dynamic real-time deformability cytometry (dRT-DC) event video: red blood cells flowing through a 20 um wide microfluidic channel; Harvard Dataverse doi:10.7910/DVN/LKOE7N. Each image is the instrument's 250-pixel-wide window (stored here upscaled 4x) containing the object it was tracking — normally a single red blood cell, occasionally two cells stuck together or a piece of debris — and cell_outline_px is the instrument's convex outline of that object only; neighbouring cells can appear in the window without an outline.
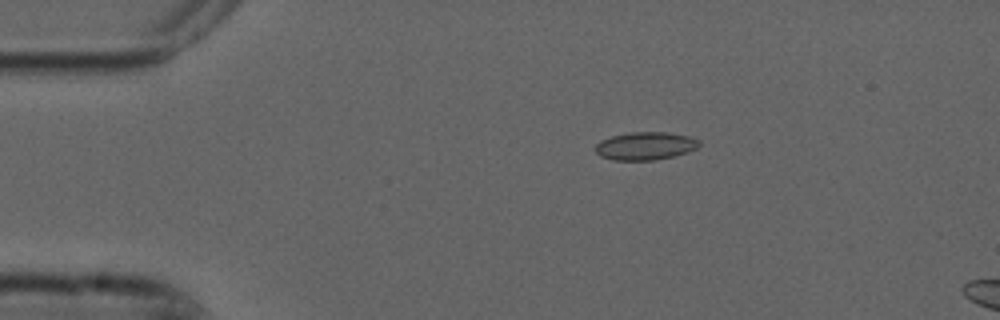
{"species": "common noctule bat (a hibernating species)", "species_latin": "Nyctalus noctula", "temperature_condition": "cold", "stored_images_in_passage": 5, "camera_frame_rate_fps": 3000, "um_per_image_px": 0.085, "animal": {"sex": "male", "forearm_length_mm": 52.5}, "frame": {"image": 1, "passage_image": 3, "time_ms": 0.667, "image_size_px": [1000, 320], "cell_outline_px": [[700, 144], [696, 148], [688, 152], [656, 160], [612, 160], [600, 156], [596, 152], [596, 144], [600, 140], [612, 136], [628, 132], [668, 132], [688, 136], [700, 140]], "centroid_in_image_um": [54.85, 12.4], "position_along_channel_um": 30.2, "area_um2": 16.94}}